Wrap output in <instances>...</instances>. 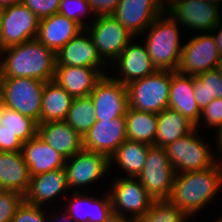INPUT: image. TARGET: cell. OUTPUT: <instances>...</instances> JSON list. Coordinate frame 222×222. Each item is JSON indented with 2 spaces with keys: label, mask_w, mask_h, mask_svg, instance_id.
Wrapping results in <instances>:
<instances>
[{
  "label": "cell",
  "mask_w": 222,
  "mask_h": 222,
  "mask_svg": "<svg viewBox=\"0 0 222 222\" xmlns=\"http://www.w3.org/2000/svg\"><path fill=\"white\" fill-rule=\"evenodd\" d=\"M214 31H215V33H214ZM210 33H212L213 37L215 38L217 50H218L220 56L222 57V24H221V22H219L218 25Z\"/></svg>",
  "instance_id": "obj_42"
},
{
  "label": "cell",
  "mask_w": 222,
  "mask_h": 222,
  "mask_svg": "<svg viewBox=\"0 0 222 222\" xmlns=\"http://www.w3.org/2000/svg\"><path fill=\"white\" fill-rule=\"evenodd\" d=\"M216 142L217 143V147L220 148L219 152H221V156H222V125L216 130Z\"/></svg>",
  "instance_id": "obj_45"
},
{
  "label": "cell",
  "mask_w": 222,
  "mask_h": 222,
  "mask_svg": "<svg viewBox=\"0 0 222 222\" xmlns=\"http://www.w3.org/2000/svg\"><path fill=\"white\" fill-rule=\"evenodd\" d=\"M165 4L166 0H120L112 15L136 37L165 13Z\"/></svg>",
  "instance_id": "obj_15"
},
{
  "label": "cell",
  "mask_w": 222,
  "mask_h": 222,
  "mask_svg": "<svg viewBox=\"0 0 222 222\" xmlns=\"http://www.w3.org/2000/svg\"><path fill=\"white\" fill-rule=\"evenodd\" d=\"M178 26L179 24L165 12L145 30L148 35L144 44L157 70L177 71L183 48Z\"/></svg>",
  "instance_id": "obj_3"
},
{
  "label": "cell",
  "mask_w": 222,
  "mask_h": 222,
  "mask_svg": "<svg viewBox=\"0 0 222 222\" xmlns=\"http://www.w3.org/2000/svg\"><path fill=\"white\" fill-rule=\"evenodd\" d=\"M23 142L4 127L0 117V152L21 151Z\"/></svg>",
  "instance_id": "obj_40"
},
{
  "label": "cell",
  "mask_w": 222,
  "mask_h": 222,
  "mask_svg": "<svg viewBox=\"0 0 222 222\" xmlns=\"http://www.w3.org/2000/svg\"><path fill=\"white\" fill-rule=\"evenodd\" d=\"M125 117L126 137L150 146L155 145L157 114L128 108Z\"/></svg>",
  "instance_id": "obj_30"
},
{
  "label": "cell",
  "mask_w": 222,
  "mask_h": 222,
  "mask_svg": "<svg viewBox=\"0 0 222 222\" xmlns=\"http://www.w3.org/2000/svg\"><path fill=\"white\" fill-rule=\"evenodd\" d=\"M39 19L23 3L6 6L0 13V51L36 39Z\"/></svg>",
  "instance_id": "obj_9"
},
{
  "label": "cell",
  "mask_w": 222,
  "mask_h": 222,
  "mask_svg": "<svg viewBox=\"0 0 222 222\" xmlns=\"http://www.w3.org/2000/svg\"><path fill=\"white\" fill-rule=\"evenodd\" d=\"M219 7L205 0H166L165 12L183 28L209 33L221 22Z\"/></svg>",
  "instance_id": "obj_7"
},
{
  "label": "cell",
  "mask_w": 222,
  "mask_h": 222,
  "mask_svg": "<svg viewBox=\"0 0 222 222\" xmlns=\"http://www.w3.org/2000/svg\"><path fill=\"white\" fill-rule=\"evenodd\" d=\"M215 222H222V217H221V218H218V220L215 221Z\"/></svg>",
  "instance_id": "obj_49"
},
{
  "label": "cell",
  "mask_w": 222,
  "mask_h": 222,
  "mask_svg": "<svg viewBox=\"0 0 222 222\" xmlns=\"http://www.w3.org/2000/svg\"><path fill=\"white\" fill-rule=\"evenodd\" d=\"M168 108L181 113L198 128L201 109L194 96V76L172 71Z\"/></svg>",
  "instance_id": "obj_20"
},
{
  "label": "cell",
  "mask_w": 222,
  "mask_h": 222,
  "mask_svg": "<svg viewBox=\"0 0 222 222\" xmlns=\"http://www.w3.org/2000/svg\"><path fill=\"white\" fill-rule=\"evenodd\" d=\"M84 28L59 13L39 20L36 39L55 54Z\"/></svg>",
  "instance_id": "obj_21"
},
{
  "label": "cell",
  "mask_w": 222,
  "mask_h": 222,
  "mask_svg": "<svg viewBox=\"0 0 222 222\" xmlns=\"http://www.w3.org/2000/svg\"><path fill=\"white\" fill-rule=\"evenodd\" d=\"M95 121V106L91 97L74 98L65 122L84 137Z\"/></svg>",
  "instance_id": "obj_32"
},
{
  "label": "cell",
  "mask_w": 222,
  "mask_h": 222,
  "mask_svg": "<svg viewBox=\"0 0 222 222\" xmlns=\"http://www.w3.org/2000/svg\"><path fill=\"white\" fill-rule=\"evenodd\" d=\"M90 4L91 11L93 16L100 15H111L117 6L119 5L120 0H87Z\"/></svg>",
  "instance_id": "obj_41"
},
{
  "label": "cell",
  "mask_w": 222,
  "mask_h": 222,
  "mask_svg": "<svg viewBox=\"0 0 222 222\" xmlns=\"http://www.w3.org/2000/svg\"><path fill=\"white\" fill-rule=\"evenodd\" d=\"M105 222H137V221L113 213Z\"/></svg>",
  "instance_id": "obj_43"
},
{
  "label": "cell",
  "mask_w": 222,
  "mask_h": 222,
  "mask_svg": "<svg viewBox=\"0 0 222 222\" xmlns=\"http://www.w3.org/2000/svg\"><path fill=\"white\" fill-rule=\"evenodd\" d=\"M0 117L4 127L23 143L37 135L38 123L35 120L2 104L0 105Z\"/></svg>",
  "instance_id": "obj_33"
},
{
  "label": "cell",
  "mask_w": 222,
  "mask_h": 222,
  "mask_svg": "<svg viewBox=\"0 0 222 222\" xmlns=\"http://www.w3.org/2000/svg\"><path fill=\"white\" fill-rule=\"evenodd\" d=\"M205 1L210 2V3L217 4V5H219L220 2H222V0H205Z\"/></svg>",
  "instance_id": "obj_48"
},
{
  "label": "cell",
  "mask_w": 222,
  "mask_h": 222,
  "mask_svg": "<svg viewBox=\"0 0 222 222\" xmlns=\"http://www.w3.org/2000/svg\"><path fill=\"white\" fill-rule=\"evenodd\" d=\"M144 45V46H143ZM133 43L126 45L121 54L113 61L121 73V77H112L124 85L152 75L157 71L147 52L145 44Z\"/></svg>",
  "instance_id": "obj_18"
},
{
  "label": "cell",
  "mask_w": 222,
  "mask_h": 222,
  "mask_svg": "<svg viewBox=\"0 0 222 222\" xmlns=\"http://www.w3.org/2000/svg\"><path fill=\"white\" fill-rule=\"evenodd\" d=\"M222 187V159L210 168L176 173L168 201L189 217L204 208Z\"/></svg>",
  "instance_id": "obj_1"
},
{
  "label": "cell",
  "mask_w": 222,
  "mask_h": 222,
  "mask_svg": "<svg viewBox=\"0 0 222 222\" xmlns=\"http://www.w3.org/2000/svg\"><path fill=\"white\" fill-rule=\"evenodd\" d=\"M0 58V77L34 78L43 82L54 78L56 54L37 39L1 50Z\"/></svg>",
  "instance_id": "obj_2"
},
{
  "label": "cell",
  "mask_w": 222,
  "mask_h": 222,
  "mask_svg": "<svg viewBox=\"0 0 222 222\" xmlns=\"http://www.w3.org/2000/svg\"><path fill=\"white\" fill-rule=\"evenodd\" d=\"M1 104L40 124L45 82L25 77H0Z\"/></svg>",
  "instance_id": "obj_4"
},
{
  "label": "cell",
  "mask_w": 222,
  "mask_h": 222,
  "mask_svg": "<svg viewBox=\"0 0 222 222\" xmlns=\"http://www.w3.org/2000/svg\"><path fill=\"white\" fill-rule=\"evenodd\" d=\"M65 213L66 214L63 213V215H64L63 217H60L59 215L55 216V217L51 216L50 219H48V222H58V221H60V222H74L66 211H65ZM52 217H53V219H51ZM58 217H60V219Z\"/></svg>",
  "instance_id": "obj_44"
},
{
  "label": "cell",
  "mask_w": 222,
  "mask_h": 222,
  "mask_svg": "<svg viewBox=\"0 0 222 222\" xmlns=\"http://www.w3.org/2000/svg\"><path fill=\"white\" fill-rule=\"evenodd\" d=\"M58 13L77 22L84 29L89 26V24H86L82 18L88 15V13L93 15L87 0H60Z\"/></svg>",
  "instance_id": "obj_35"
},
{
  "label": "cell",
  "mask_w": 222,
  "mask_h": 222,
  "mask_svg": "<svg viewBox=\"0 0 222 222\" xmlns=\"http://www.w3.org/2000/svg\"><path fill=\"white\" fill-rule=\"evenodd\" d=\"M127 140L125 117L96 120L83 137V149L110 156Z\"/></svg>",
  "instance_id": "obj_16"
},
{
  "label": "cell",
  "mask_w": 222,
  "mask_h": 222,
  "mask_svg": "<svg viewBox=\"0 0 222 222\" xmlns=\"http://www.w3.org/2000/svg\"><path fill=\"white\" fill-rule=\"evenodd\" d=\"M24 196L11 190L0 189V222H11Z\"/></svg>",
  "instance_id": "obj_36"
},
{
  "label": "cell",
  "mask_w": 222,
  "mask_h": 222,
  "mask_svg": "<svg viewBox=\"0 0 222 222\" xmlns=\"http://www.w3.org/2000/svg\"><path fill=\"white\" fill-rule=\"evenodd\" d=\"M70 190L63 168L32 176L24 201L45 207V203Z\"/></svg>",
  "instance_id": "obj_25"
},
{
  "label": "cell",
  "mask_w": 222,
  "mask_h": 222,
  "mask_svg": "<svg viewBox=\"0 0 222 222\" xmlns=\"http://www.w3.org/2000/svg\"><path fill=\"white\" fill-rule=\"evenodd\" d=\"M194 96L201 110L213 99H222V75L217 69L194 76Z\"/></svg>",
  "instance_id": "obj_31"
},
{
  "label": "cell",
  "mask_w": 222,
  "mask_h": 222,
  "mask_svg": "<svg viewBox=\"0 0 222 222\" xmlns=\"http://www.w3.org/2000/svg\"><path fill=\"white\" fill-rule=\"evenodd\" d=\"M21 153L31 177L63 168L66 159L37 135L23 143Z\"/></svg>",
  "instance_id": "obj_24"
},
{
  "label": "cell",
  "mask_w": 222,
  "mask_h": 222,
  "mask_svg": "<svg viewBox=\"0 0 222 222\" xmlns=\"http://www.w3.org/2000/svg\"><path fill=\"white\" fill-rule=\"evenodd\" d=\"M73 99L56 81H46L42 95L40 124L65 121Z\"/></svg>",
  "instance_id": "obj_27"
},
{
  "label": "cell",
  "mask_w": 222,
  "mask_h": 222,
  "mask_svg": "<svg viewBox=\"0 0 222 222\" xmlns=\"http://www.w3.org/2000/svg\"><path fill=\"white\" fill-rule=\"evenodd\" d=\"M175 174L166 148L151 146L143 170L137 178L154 201H159L169 199Z\"/></svg>",
  "instance_id": "obj_8"
},
{
  "label": "cell",
  "mask_w": 222,
  "mask_h": 222,
  "mask_svg": "<svg viewBox=\"0 0 222 222\" xmlns=\"http://www.w3.org/2000/svg\"><path fill=\"white\" fill-rule=\"evenodd\" d=\"M0 105H1V86H0Z\"/></svg>",
  "instance_id": "obj_50"
},
{
  "label": "cell",
  "mask_w": 222,
  "mask_h": 222,
  "mask_svg": "<svg viewBox=\"0 0 222 222\" xmlns=\"http://www.w3.org/2000/svg\"><path fill=\"white\" fill-rule=\"evenodd\" d=\"M171 78L172 71L157 70L127 84L129 108L156 114L168 109Z\"/></svg>",
  "instance_id": "obj_5"
},
{
  "label": "cell",
  "mask_w": 222,
  "mask_h": 222,
  "mask_svg": "<svg viewBox=\"0 0 222 222\" xmlns=\"http://www.w3.org/2000/svg\"><path fill=\"white\" fill-rule=\"evenodd\" d=\"M89 96L95 106L96 120L124 117L129 108L126 85L107 74L96 83Z\"/></svg>",
  "instance_id": "obj_14"
},
{
  "label": "cell",
  "mask_w": 222,
  "mask_h": 222,
  "mask_svg": "<svg viewBox=\"0 0 222 222\" xmlns=\"http://www.w3.org/2000/svg\"><path fill=\"white\" fill-rule=\"evenodd\" d=\"M216 69L220 72V74L222 75V57L219 60V63L217 64Z\"/></svg>",
  "instance_id": "obj_47"
},
{
  "label": "cell",
  "mask_w": 222,
  "mask_h": 222,
  "mask_svg": "<svg viewBox=\"0 0 222 222\" xmlns=\"http://www.w3.org/2000/svg\"><path fill=\"white\" fill-rule=\"evenodd\" d=\"M151 146L145 143L125 140L110 156V168L113 162L126 172L127 177L137 178L144 167L148 149Z\"/></svg>",
  "instance_id": "obj_29"
},
{
  "label": "cell",
  "mask_w": 222,
  "mask_h": 222,
  "mask_svg": "<svg viewBox=\"0 0 222 222\" xmlns=\"http://www.w3.org/2000/svg\"><path fill=\"white\" fill-rule=\"evenodd\" d=\"M189 216L168 200L154 201L143 218L137 222H185Z\"/></svg>",
  "instance_id": "obj_34"
},
{
  "label": "cell",
  "mask_w": 222,
  "mask_h": 222,
  "mask_svg": "<svg viewBox=\"0 0 222 222\" xmlns=\"http://www.w3.org/2000/svg\"><path fill=\"white\" fill-rule=\"evenodd\" d=\"M71 203L66 205V211L74 222H105L112 214L113 207L110 193L102 199L83 195L79 191H72Z\"/></svg>",
  "instance_id": "obj_23"
},
{
  "label": "cell",
  "mask_w": 222,
  "mask_h": 222,
  "mask_svg": "<svg viewBox=\"0 0 222 222\" xmlns=\"http://www.w3.org/2000/svg\"><path fill=\"white\" fill-rule=\"evenodd\" d=\"M203 117V118H202ZM209 127H215L217 130L222 125V99H213L205 108L201 110V116L199 119Z\"/></svg>",
  "instance_id": "obj_39"
},
{
  "label": "cell",
  "mask_w": 222,
  "mask_h": 222,
  "mask_svg": "<svg viewBox=\"0 0 222 222\" xmlns=\"http://www.w3.org/2000/svg\"><path fill=\"white\" fill-rule=\"evenodd\" d=\"M22 3L42 20L58 13L60 0H22Z\"/></svg>",
  "instance_id": "obj_38"
},
{
  "label": "cell",
  "mask_w": 222,
  "mask_h": 222,
  "mask_svg": "<svg viewBox=\"0 0 222 222\" xmlns=\"http://www.w3.org/2000/svg\"><path fill=\"white\" fill-rule=\"evenodd\" d=\"M196 130L198 131L195 128L184 137L166 146L167 156L175 173L204 170L219 161L204 144L205 142L196 135Z\"/></svg>",
  "instance_id": "obj_6"
},
{
  "label": "cell",
  "mask_w": 222,
  "mask_h": 222,
  "mask_svg": "<svg viewBox=\"0 0 222 222\" xmlns=\"http://www.w3.org/2000/svg\"><path fill=\"white\" fill-rule=\"evenodd\" d=\"M37 136L66 160L83 149V137L65 121L38 124Z\"/></svg>",
  "instance_id": "obj_19"
},
{
  "label": "cell",
  "mask_w": 222,
  "mask_h": 222,
  "mask_svg": "<svg viewBox=\"0 0 222 222\" xmlns=\"http://www.w3.org/2000/svg\"><path fill=\"white\" fill-rule=\"evenodd\" d=\"M91 22L92 26L85 29L90 34L99 56L107 64L108 60L114 61L135 38L112 14L96 16Z\"/></svg>",
  "instance_id": "obj_10"
},
{
  "label": "cell",
  "mask_w": 222,
  "mask_h": 222,
  "mask_svg": "<svg viewBox=\"0 0 222 222\" xmlns=\"http://www.w3.org/2000/svg\"><path fill=\"white\" fill-rule=\"evenodd\" d=\"M195 125L181 113L164 109L157 114L156 147L166 148L178 138L184 137L195 129Z\"/></svg>",
  "instance_id": "obj_28"
},
{
  "label": "cell",
  "mask_w": 222,
  "mask_h": 222,
  "mask_svg": "<svg viewBox=\"0 0 222 222\" xmlns=\"http://www.w3.org/2000/svg\"><path fill=\"white\" fill-rule=\"evenodd\" d=\"M109 193L113 213L136 221L144 217L154 202L138 178L118 177ZM127 213H131L130 216Z\"/></svg>",
  "instance_id": "obj_11"
},
{
  "label": "cell",
  "mask_w": 222,
  "mask_h": 222,
  "mask_svg": "<svg viewBox=\"0 0 222 222\" xmlns=\"http://www.w3.org/2000/svg\"><path fill=\"white\" fill-rule=\"evenodd\" d=\"M19 3H22V0H0V7L4 8L6 6H11Z\"/></svg>",
  "instance_id": "obj_46"
},
{
  "label": "cell",
  "mask_w": 222,
  "mask_h": 222,
  "mask_svg": "<svg viewBox=\"0 0 222 222\" xmlns=\"http://www.w3.org/2000/svg\"><path fill=\"white\" fill-rule=\"evenodd\" d=\"M109 169L110 162L107 155L85 149L67 159L63 167L68 187L74 191H78L77 188L80 186L90 185L91 182L105 177Z\"/></svg>",
  "instance_id": "obj_13"
},
{
  "label": "cell",
  "mask_w": 222,
  "mask_h": 222,
  "mask_svg": "<svg viewBox=\"0 0 222 222\" xmlns=\"http://www.w3.org/2000/svg\"><path fill=\"white\" fill-rule=\"evenodd\" d=\"M43 207L31 205L25 201L17 208L11 222H48Z\"/></svg>",
  "instance_id": "obj_37"
},
{
  "label": "cell",
  "mask_w": 222,
  "mask_h": 222,
  "mask_svg": "<svg viewBox=\"0 0 222 222\" xmlns=\"http://www.w3.org/2000/svg\"><path fill=\"white\" fill-rule=\"evenodd\" d=\"M220 58L213 35L198 33L183 45L177 72L197 76L216 69Z\"/></svg>",
  "instance_id": "obj_12"
},
{
  "label": "cell",
  "mask_w": 222,
  "mask_h": 222,
  "mask_svg": "<svg viewBox=\"0 0 222 222\" xmlns=\"http://www.w3.org/2000/svg\"><path fill=\"white\" fill-rule=\"evenodd\" d=\"M103 75L97 68L56 66L53 80L73 98H79L89 96Z\"/></svg>",
  "instance_id": "obj_22"
},
{
  "label": "cell",
  "mask_w": 222,
  "mask_h": 222,
  "mask_svg": "<svg viewBox=\"0 0 222 222\" xmlns=\"http://www.w3.org/2000/svg\"><path fill=\"white\" fill-rule=\"evenodd\" d=\"M31 180L21 151L0 152V189L27 193Z\"/></svg>",
  "instance_id": "obj_26"
},
{
  "label": "cell",
  "mask_w": 222,
  "mask_h": 222,
  "mask_svg": "<svg viewBox=\"0 0 222 222\" xmlns=\"http://www.w3.org/2000/svg\"><path fill=\"white\" fill-rule=\"evenodd\" d=\"M107 64L99 56L95 44L86 29L73 37L56 53V66L97 68Z\"/></svg>",
  "instance_id": "obj_17"
}]
</instances>
